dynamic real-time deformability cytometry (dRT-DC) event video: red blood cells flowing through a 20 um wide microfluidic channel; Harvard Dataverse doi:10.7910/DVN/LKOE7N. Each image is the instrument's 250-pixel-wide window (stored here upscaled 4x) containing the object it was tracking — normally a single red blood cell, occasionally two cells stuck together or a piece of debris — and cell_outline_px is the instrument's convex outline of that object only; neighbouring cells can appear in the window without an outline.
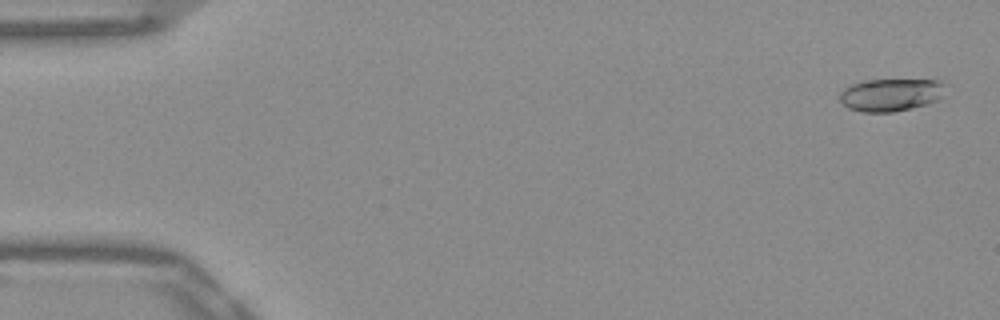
{"species": "Egyptian fruit bat (a non-hibernating species)", "species_latin": "Rousettus aegyptiacus", "temperature_condition": "warm", "stored_images_in_passage": 51, "camera_frame_rate_fps": 3000, "um_per_image_px": 0.085, "frame": {"image": 1, "passage_image": 2, "time_ms": 0.333, "image_size_px": [1000, 320], "cell_outline_px": [[944, 84], [940, 96], [936, 100], [912, 108], [892, 112], [860, 112], [848, 108], [840, 100], [840, 92], [844, 88], [852, 84], [864, 80], [940, 80]], "centroid_in_image_um": [75.65, 8.06], "position_along_channel_um": 9.3, "area_um2": 19.83}}
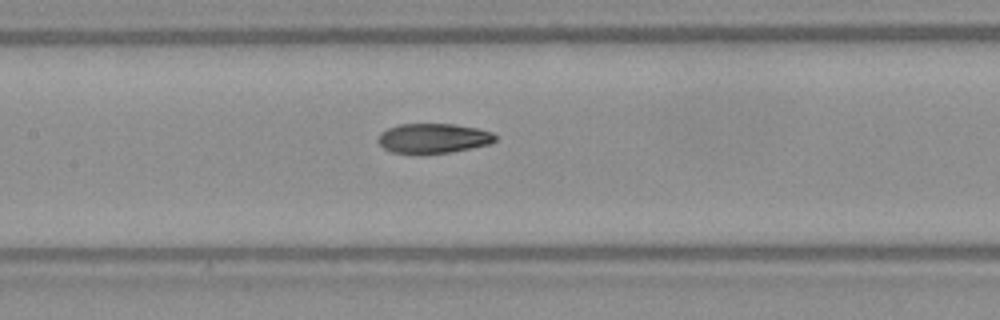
{"frame": {"image": 2, "passage_image": 25, "time_ms": 8.0, "image_size_px": [1000, 320], "cell_outline_px": [[496, 140], [488, 144], [472, 148], [448, 152], [392, 152], [384, 148], [376, 140], [380, 132], [388, 128], [400, 124], [452, 124], [476, 128], [492, 132], [496, 136]], "centroid_in_image_um": [36.82, 11.73], "position_along_channel_um": 170.6, "area_um2": 19.88}}
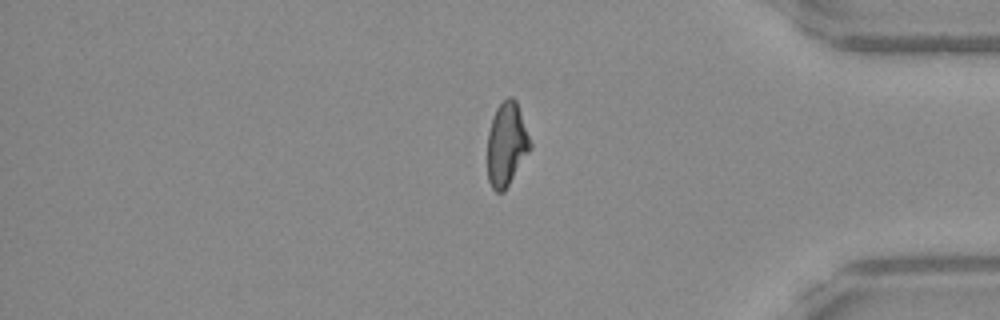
{"frame": {"image": 3, "passage_image": 44, "time_ms": 14.333, "image_size_px": [1000, 320], "cell_outline_px": [[532, 148], [504, 192], [496, 192], [492, 188], [488, 180], [488, 132], [496, 108], [508, 96], [512, 96], [516, 100], [532, 144]], "centroid_in_image_um": [43.07, 12.28], "position_along_channel_um": 392.1, "area_um2": 20.81}}